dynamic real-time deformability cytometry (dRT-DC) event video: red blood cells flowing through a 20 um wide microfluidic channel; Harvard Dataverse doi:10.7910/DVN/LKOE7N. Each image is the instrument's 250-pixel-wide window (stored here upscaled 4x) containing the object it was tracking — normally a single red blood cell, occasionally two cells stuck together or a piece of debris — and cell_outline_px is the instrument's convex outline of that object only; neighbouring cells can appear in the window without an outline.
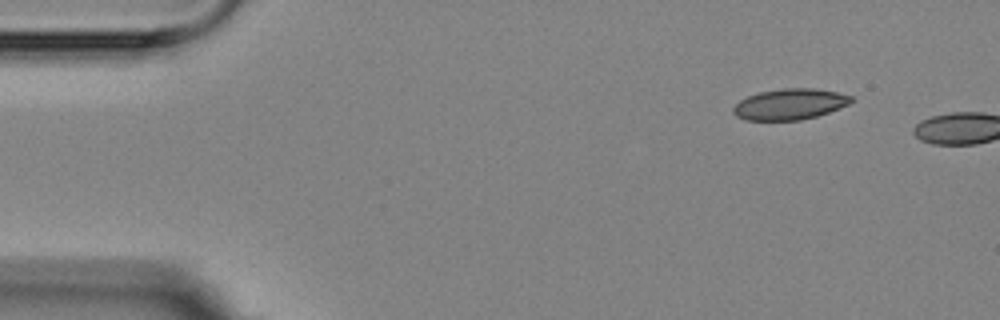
{"species": "Egyptian fruit bat (a non-hibernating species)", "species_latin": "Rousettus aegyptiacus", "temperature_condition": "room temperature", "stored_images_in_passage": 2, "camera_frame_rate_fps": 3000, "um_per_image_px": 0.085, "animal": {"sex": "female"}, "frame": {"image": 1, "passage_image": 1, "time_ms": 0.0, "image_size_px": [1000, 320], "cell_outline_px": [[856, 100], [848, 104], [828, 112], [816, 116], [800, 120], [744, 120], [736, 116], [732, 112], [732, 108], [740, 100], [748, 96], [760, 92], [784, 88], [816, 88], [836, 92], [852, 96]], "centroid_in_image_um": [67.13, 8.85], "position_along_channel_um": 17.9, "area_um2": 21.21}}